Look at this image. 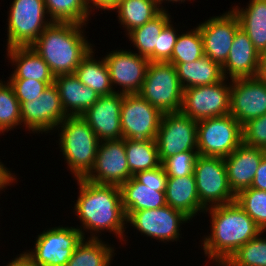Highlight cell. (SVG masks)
<instances>
[{
	"mask_svg": "<svg viewBox=\"0 0 266 266\" xmlns=\"http://www.w3.org/2000/svg\"><path fill=\"white\" fill-rule=\"evenodd\" d=\"M122 101L123 94L118 92L100 96L82 115L101 143L102 140L122 139L120 121Z\"/></svg>",
	"mask_w": 266,
	"mask_h": 266,
	"instance_id": "cell-19",
	"label": "cell"
},
{
	"mask_svg": "<svg viewBox=\"0 0 266 266\" xmlns=\"http://www.w3.org/2000/svg\"><path fill=\"white\" fill-rule=\"evenodd\" d=\"M236 7L232 10L239 19L241 29L249 36L259 54L265 52L266 0H251L246 9Z\"/></svg>",
	"mask_w": 266,
	"mask_h": 266,
	"instance_id": "cell-27",
	"label": "cell"
},
{
	"mask_svg": "<svg viewBox=\"0 0 266 266\" xmlns=\"http://www.w3.org/2000/svg\"><path fill=\"white\" fill-rule=\"evenodd\" d=\"M166 204L179 210L190 219L198 211L206 210L201 204L194 175L168 177L165 188Z\"/></svg>",
	"mask_w": 266,
	"mask_h": 266,
	"instance_id": "cell-24",
	"label": "cell"
},
{
	"mask_svg": "<svg viewBox=\"0 0 266 266\" xmlns=\"http://www.w3.org/2000/svg\"><path fill=\"white\" fill-rule=\"evenodd\" d=\"M243 143L266 151V114L242 126Z\"/></svg>",
	"mask_w": 266,
	"mask_h": 266,
	"instance_id": "cell-40",
	"label": "cell"
},
{
	"mask_svg": "<svg viewBox=\"0 0 266 266\" xmlns=\"http://www.w3.org/2000/svg\"><path fill=\"white\" fill-rule=\"evenodd\" d=\"M230 114L242 126L266 114V82L257 77L232 79Z\"/></svg>",
	"mask_w": 266,
	"mask_h": 266,
	"instance_id": "cell-14",
	"label": "cell"
},
{
	"mask_svg": "<svg viewBox=\"0 0 266 266\" xmlns=\"http://www.w3.org/2000/svg\"><path fill=\"white\" fill-rule=\"evenodd\" d=\"M82 26L71 22H52L31 45L54 76L75 73L82 60L93 50L82 35Z\"/></svg>",
	"mask_w": 266,
	"mask_h": 266,
	"instance_id": "cell-3",
	"label": "cell"
},
{
	"mask_svg": "<svg viewBox=\"0 0 266 266\" xmlns=\"http://www.w3.org/2000/svg\"><path fill=\"white\" fill-rule=\"evenodd\" d=\"M176 67L183 89L212 85L220 82L224 76L222 67L205 55L190 63H171Z\"/></svg>",
	"mask_w": 266,
	"mask_h": 266,
	"instance_id": "cell-26",
	"label": "cell"
},
{
	"mask_svg": "<svg viewBox=\"0 0 266 266\" xmlns=\"http://www.w3.org/2000/svg\"><path fill=\"white\" fill-rule=\"evenodd\" d=\"M210 209V210H209ZM211 213L212 234L204 238L208 258L221 266L244 244L262 234L255 221L234 201L206 209Z\"/></svg>",
	"mask_w": 266,
	"mask_h": 266,
	"instance_id": "cell-1",
	"label": "cell"
},
{
	"mask_svg": "<svg viewBox=\"0 0 266 266\" xmlns=\"http://www.w3.org/2000/svg\"><path fill=\"white\" fill-rule=\"evenodd\" d=\"M52 22L86 24L89 10L86 0H44Z\"/></svg>",
	"mask_w": 266,
	"mask_h": 266,
	"instance_id": "cell-33",
	"label": "cell"
},
{
	"mask_svg": "<svg viewBox=\"0 0 266 266\" xmlns=\"http://www.w3.org/2000/svg\"><path fill=\"white\" fill-rule=\"evenodd\" d=\"M54 84L67 116H82L100 97L95 90L82 84L74 73L55 76Z\"/></svg>",
	"mask_w": 266,
	"mask_h": 266,
	"instance_id": "cell-22",
	"label": "cell"
},
{
	"mask_svg": "<svg viewBox=\"0 0 266 266\" xmlns=\"http://www.w3.org/2000/svg\"><path fill=\"white\" fill-rule=\"evenodd\" d=\"M100 144L101 142L98 146L94 165L84 179L96 184L120 187L132 177L127 162L125 139L105 140Z\"/></svg>",
	"mask_w": 266,
	"mask_h": 266,
	"instance_id": "cell-13",
	"label": "cell"
},
{
	"mask_svg": "<svg viewBox=\"0 0 266 266\" xmlns=\"http://www.w3.org/2000/svg\"><path fill=\"white\" fill-rule=\"evenodd\" d=\"M166 12L162 10L152 20L128 33L129 39L139 50V55L148 58L150 62H154V49L157 47L159 35L163 28L171 22L170 15Z\"/></svg>",
	"mask_w": 266,
	"mask_h": 266,
	"instance_id": "cell-31",
	"label": "cell"
},
{
	"mask_svg": "<svg viewBox=\"0 0 266 266\" xmlns=\"http://www.w3.org/2000/svg\"><path fill=\"white\" fill-rule=\"evenodd\" d=\"M111 84L122 87L121 94H138L145 80L149 59L131 51H114L105 58Z\"/></svg>",
	"mask_w": 266,
	"mask_h": 266,
	"instance_id": "cell-18",
	"label": "cell"
},
{
	"mask_svg": "<svg viewBox=\"0 0 266 266\" xmlns=\"http://www.w3.org/2000/svg\"><path fill=\"white\" fill-rule=\"evenodd\" d=\"M190 220L188 216L169 205L157 209L132 212L126 222L133 224L141 233L161 241H176L179 225Z\"/></svg>",
	"mask_w": 266,
	"mask_h": 266,
	"instance_id": "cell-17",
	"label": "cell"
},
{
	"mask_svg": "<svg viewBox=\"0 0 266 266\" xmlns=\"http://www.w3.org/2000/svg\"><path fill=\"white\" fill-rule=\"evenodd\" d=\"M6 266H37L26 254H20Z\"/></svg>",
	"mask_w": 266,
	"mask_h": 266,
	"instance_id": "cell-47",
	"label": "cell"
},
{
	"mask_svg": "<svg viewBox=\"0 0 266 266\" xmlns=\"http://www.w3.org/2000/svg\"><path fill=\"white\" fill-rule=\"evenodd\" d=\"M198 122L179 112L163 113L156 137L159 160L197 150Z\"/></svg>",
	"mask_w": 266,
	"mask_h": 266,
	"instance_id": "cell-12",
	"label": "cell"
},
{
	"mask_svg": "<svg viewBox=\"0 0 266 266\" xmlns=\"http://www.w3.org/2000/svg\"><path fill=\"white\" fill-rule=\"evenodd\" d=\"M266 151L243 142L228 157L224 158L228 182L235 195L250 188L255 173Z\"/></svg>",
	"mask_w": 266,
	"mask_h": 266,
	"instance_id": "cell-20",
	"label": "cell"
},
{
	"mask_svg": "<svg viewBox=\"0 0 266 266\" xmlns=\"http://www.w3.org/2000/svg\"><path fill=\"white\" fill-rule=\"evenodd\" d=\"M10 8L7 48L31 46L52 23L44 21V0H14Z\"/></svg>",
	"mask_w": 266,
	"mask_h": 266,
	"instance_id": "cell-7",
	"label": "cell"
},
{
	"mask_svg": "<svg viewBox=\"0 0 266 266\" xmlns=\"http://www.w3.org/2000/svg\"><path fill=\"white\" fill-rule=\"evenodd\" d=\"M91 238V239H90ZM76 247L66 266H109L114 253L112 247L99 240L95 235ZM85 242V243H84Z\"/></svg>",
	"mask_w": 266,
	"mask_h": 266,
	"instance_id": "cell-32",
	"label": "cell"
},
{
	"mask_svg": "<svg viewBox=\"0 0 266 266\" xmlns=\"http://www.w3.org/2000/svg\"><path fill=\"white\" fill-rule=\"evenodd\" d=\"M9 83L12 85L20 105L25 101L39 99L40 94L44 92L49 85L54 84V82H42L33 79H9Z\"/></svg>",
	"mask_w": 266,
	"mask_h": 266,
	"instance_id": "cell-39",
	"label": "cell"
},
{
	"mask_svg": "<svg viewBox=\"0 0 266 266\" xmlns=\"http://www.w3.org/2000/svg\"><path fill=\"white\" fill-rule=\"evenodd\" d=\"M260 235L241 246L222 266H266V238Z\"/></svg>",
	"mask_w": 266,
	"mask_h": 266,
	"instance_id": "cell-36",
	"label": "cell"
},
{
	"mask_svg": "<svg viewBox=\"0 0 266 266\" xmlns=\"http://www.w3.org/2000/svg\"><path fill=\"white\" fill-rule=\"evenodd\" d=\"M242 142V125L231 114L198 121L199 155L226 158Z\"/></svg>",
	"mask_w": 266,
	"mask_h": 266,
	"instance_id": "cell-6",
	"label": "cell"
},
{
	"mask_svg": "<svg viewBox=\"0 0 266 266\" xmlns=\"http://www.w3.org/2000/svg\"><path fill=\"white\" fill-rule=\"evenodd\" d=\"M251 188L266 191V155L255 173Z\"/></svg>",
	"mask_w": 266,
	"mask_h": 266,
	"instance_id": "cell-43",
	"label": "cell"
},
{
	"mask_svg": "<svg viewBox=\"0 0 266 266\" xmlns=\"http://www.w3.org/2000/svg\"><path fill=\"white\" fill-rule=\"evenodd\" d=\"M194 176L200 204L205 209L210 203L213 207L235 201L236 195L229 186L224 158L199 155Z\"/></svg>",
	"mask_w": 266,
	"mask_h": 266,
	"instance_id": "cell-8",
	"label": "cell"
},
{
	"mask_svg": "<svg viewBox=\"0 0 266 266\" xmlns=\"http://www.w3.org/2000/svg\"><path fill=\"white\" fill-rule=\"evenodd\" d=\"M80 228L55 227L38 235L34 252H24L37 266H66L82 242Z\"/></svg>",
	"mask_w": 266,
	"mask_h": 266,
	"instance_id": "cell-9",
	"label": "cell"
},
{
	"mask_svg": "<svg viewBox=\"0 0 266 266\" xmlns=\"http://www.w3.org/2000/svg\"><path fill=\"white\" fill-rule=\"evenodd\" d=\"M159 7L157 0H120L115 9L129 33L156 17L163 10Z\"/></svg>",
	"mask_w": 266,
	"mask_h": 266,
	"instance_id": "cell-29",
	"label": "cell"
},
{
	"mask_svg": "<svg viewBox=\"0 0 266 266\" xmlns=\"http://www.w3.org/2000/svg\"><path fill=\"white\" fill-rule=\"evenodd\" d=\"M166 187H151L140 183L134 176L120 186L122 205L128 217L132 212L157 209L166 204Z\"/></svg>",
	"mask_w": 266,
	"mask_h": 266,
	"instance_id": "cell-23",
	"label": "cell"
},
{
	"mask_svg": "<svg viewBox=\"0 0 266 266\" xmlns=\"http://www.w3.org/2000/svg\"><path fill=\"white\" fill-rule=\"evenodd\" d=\"M203 41V51L221 67L227 60L236 32L241 28L233 10L212 17L198 26Z\"/></svg>",
	"mask_w": 266,
	"mask_h": 266,
	"instance_id": "cell-15",
	"label": "cell"
},
{
	"mask_svg": "<svg viewBox=\"0 0 266 266\" xmlns=\"http://www.w3.org/2000/svg\"><path fill=\"white\" fill-rule=\"evenodd\" d=\"M225 78L212 85L183 89L181 112L195 121L230 114V89Z\"/></svg>",
	"mask_w": 266,
	"mask_h": 266,
	"instance_id": "cell-11",
	"label": "cell"
},
{
	"mask_svg": "<svg viewBox=\"0 0 266 266\" xmlns=\"http://www.w3.org/2000/svg\"><path fill=\"white\" fill-rule=\"evenodd\" d=\"M59 125L63 156L76 179L92 169L100 140L82 116H67Z\"/></svg>",
	"mask_w": 266,
	"mask_h": 266,
	"instance_id": "cell-4",
	"label": "cell"
},
{
	"mask_svg": "<svg viewBox=\"0 0 266 266\" xmlns=\"http://www.w3.org/2000/svg\"><path fill=\"white\" fill-rule=\"evenodd\" d=\"M161 1L163 2V0H157L158 6H159V4L162 3ZM164 1H165V0H164ZM166 1H172V2H173V1H175V2L181 1V2H182V1H185V0H166Z\"/></svg>",
	"mask_w": 266,
	"mask_h": 266,
	"instance_id": "cell-48",
	"label": "cell"
},
{
	"mask_svg": "<svg viewBox=\"0 0 266 266\" xmlns=\"http://www.w3.org/2000/svg\"><path fill=\"white\" fill-rule=\"evenodd\" d=\"M7 50L12 63L17 64L11 79L54 82L55 76L51 73L48 64L31 46L11 47Z\"/></svg>",
	"mask_w": 266,
	"mask_h": 266,
	"instance_id": "cell-25",
	"label": "cell"
},
{
	"mask_svg": "<svg viewBox=\"0 0 266 266\" xmlns=\"http://www.w3.org/2000/svg\"><path fill=\"white\" fill-rule=\"evenodd\" d=\"M11 174L10 171L4 165L2 162H0V190L5 188L9 183H12L14 181L15 177Z\"/></svg>",
	"mask_w": 266,
	"mask_h": 266,
	"instance_id": "cell-45",
	"label": "cell"
},
{
	"mask_svg": "<svg viewBox=\"0 0 266 266\" xmlns=\"http://www.w3.org/2000/svg\"><path fill=\"white\" fill-rule=\"evenodd\" d=\"M258 64L259 52L249 36L240 28L236 32L227 60L222 66L223 76L227 78L226 73H229L231 80L256 77Z\"/></svg>",
	"mask_w": 266,
	"mask_h": 266,
	"instance_id": "cell-21",
	"label": "cell"
},
{
	"mask_svg": "<svg viewBox=\"0 0 266 266\" xmlns=\"http://www.w3.org/2000/svg\"><path fill=\"white\" fill-rule=\"evenodd\" d=\"M204 56L199 28L177 37L169 63H190Z\"/></svg>",
	"mask_w": 266,
	"mask_h": 266,
	"instance_id": "cell-34",
	"label": "cell"
},
{
	"mask_svg": "<svg viewBox=\"0 0 266 266\" xmlns=\"http://www.w3.org/2000/svg\"><path fill=\"white\" fill-rule=\"evenodd\" d=\"M21 107L12 85L0 82V132L21 124Z\"/></svg>",
	"mask_w": 266,
	"mask_h": 266,
	"instance_id": "cell-37",
	"label": "cell"
},
{
	"mask_svg": "<svg viewBox=\"0 0 266 266\" xmlns=\"http://www.w3.org/2000/svg\"><path fill=\"white\" fill-rule=\"evenodd\" d=\"M235 202L263 232L266 230V191L251 187L244 189L236 195Z\"/></svg>",
	"mask_w": 266,
	"mask_h": 266,
	"instance_id": "cell-35",
	"label": "cell"
},
{
	"mask_svg": "<svg viewBox=\"0 0 266 266\" xmlns=\"http://www.w3.org/2000/svg\"><path fill=\"white\" fill-rule=\"evenodd\" d=\"M120 0H86L88 7L91 8L90 2L96 8H102L104 10H115Z\"/></svg>",
	"mask_w": 266,
	"mask_h": 266,
	"instance_id": "cell-44",
	"label": "cell"
},
{
	"mask_svg": "<svg viewBox=\"0 0 266 266\" xmlns=\"http://www.w3.org/2000/svg\"><path fill=\"white\" fill-rule=\"evenodd\" d=\"M92 50L82 60L75 70V75L80 82L95 90L99 96L109 95L116 91L112 89L110 73L105 59H93Z\"/></svg>",
	"mask_w": 266,
	"mask_h": 266,
	"instance_id": "cell-28",
	"label": "cell"
},
{
	"mask_svg": "<svg viewBox=\"0 0 266 266\" xmlns=\"http://www.w3.org/2000/svg\"><path fill=\"white\" fill-rule=\"evenodd\" d=\"M175 32L170 22L163 28L154 49V62H168L171 59L178 37Z\"/></svg>",
	"mask_w": 266,
	"mask_h": 266,
	"instance_id": "cell-41",
	"label": "cell"
},
{
	"mask_svg": "<svg viewBox=\"0 0 266 266\" xmlns=\"http://www.w3.org/2000/svg\"><path fill=\"white\" fill-rule=\"evenodd\" d=\"M20 107L22 123L36 133L52 130L67 117L55 84L49 85L39 99L25 101Z\"/></svg>",
	"mask_w": 266,
	"mask_h": 266,
	"instance_id": "cell-16",
	"label": "cell"
},
{
	"mask_svg": "<svg viewBox=\"0 0 266 266\" xmlns=\"http://www.w3.org/2000/svg\"><path fill=\"white\" fill-rule=\"evenodd\" d=\"M163 113L139 94H123L120 121L123 139L156 140Z\"/></svg>",
	"mask_w": 266,
	"mask_h": 266,
	"instance_id": "cell-10",
	"label": "cell"
},
{
	"mask_svg": "<svg viewBox=\"0 0 266 266\" xmlns=\"http://www.w3.org/2000/svg\"><path fill=\"white\" fill-rule=\"evenodd\" d=\"M138 94L162 113L179 112L182 107L183 88L176 67L169 62H149Z\"/></svg>",
	"mask_w": 266,
	"mask_h": 266,
	"instance_id": "cell-5",
	"label": "cell"
},
{
	"mask_svg": "<svg viewBox=\"0 0 266 266\" xmlns=\"http://www.w3.org/2000/svg\"><path fill=\"white\" fill-rule=\"evenodd\" d=\"M256 77L266 82V51L259 54V64Z\"/></svg>",
	"mask_w": 266,
	"mask_h": 266,
	"instance_id": "cell-46",
	"label": "cell"
},
{
	"mask_svg": "<svg viewBox=\"0 0 266 266\" xmlns=\"http://www.w3.org/2000/svg\"><path fill=\"white\" fill-rule=\"evenodd\" d=\"M77 180L80 195L74 208L83 228L97 233L107 229L123 238L127 217L122 205L120 187L96 184L84 178Z\"/></svg>",
	"mask_w": 266,
	"mask_h": 266,
	"instance_id": "cell-2",
	"label": "cell"
},
{
	"mask_svg": "<svg viewBox=\"0 0 266 266\" xmlns=\"http://www.w3.org/2000/svg\"><path fill=\"white\" fill-rule=\"evenodd\" d=\"M134 177L142 184L151 187H166L167 174L162 165L152 170L138 172Z\"/></svg>",
	"mask_w": 266,
	"mask_h": 266,
	"instance_id": "cell-42",
	"label": "cell"
},
{
	"mask_svg": "<svg viewBox=\"0 0 266 266\" xmlns=\"http://www.w3.org/2000/svg\"><path fill=\"white\" fill-rule=\"evenodd\" d=\"M199 154L198 151H184L166 158L161 165L167 177H183L194 175L195 164Z\"/></svg>",
	"mask_w": 266,
	"mask_h": 266,
	"instance_id": "cell-38",
	"label": "cell"
},
{
	"mask_svg": "<svg viewBox=\"0 0 266 266\" xmlns=\"http://www.w3.org/2000/svg\"><path fill=\"white\" fill-rule=\"evenodd\" d=\"M125 151L132 176L161 165L156 140L125 139Z\"/></svg>",
	"mask_w": 266,
	"mask_h": 266,
	"instance_id": "cell-30",
	"label": "cell"
}]
</instances>
